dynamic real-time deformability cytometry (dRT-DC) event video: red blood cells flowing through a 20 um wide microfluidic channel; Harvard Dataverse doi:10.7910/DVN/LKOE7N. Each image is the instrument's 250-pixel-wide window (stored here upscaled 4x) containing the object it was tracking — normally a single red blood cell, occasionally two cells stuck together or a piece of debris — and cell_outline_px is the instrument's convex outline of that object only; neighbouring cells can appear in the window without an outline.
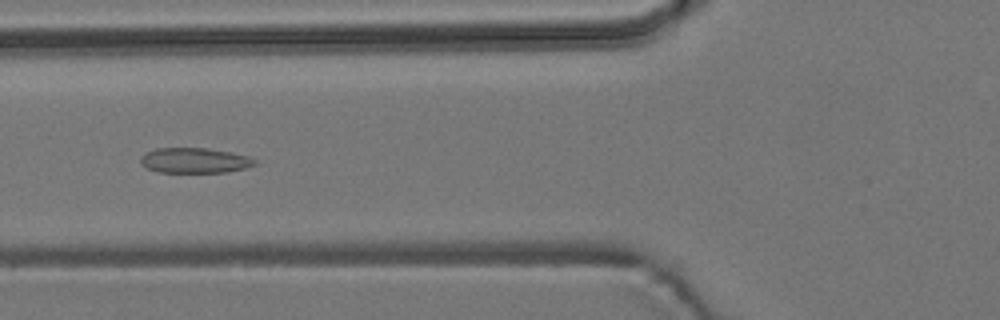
{"species": "common noctule bat (a hibernating species)", "species_latin": "Nyctalus noctula", "temperature_condition": "room temperature", "stored_images_in_passage": 8, "camera_frame_rate_fps": 3000, "um_per_image_px": 0.085, "animal": {"sex": "male", "body_mass_g": 19.2, "forearm_length_mm": 51.8}, "frame": {"image": 1, "passage_image": 5, "time_ms": 6.333, "image_size_px": [1000, 320], "cell_outline_px": [[256, 164], [244, 168], [228, 172], [160, 172], [148, 168], [140, 160], [140, 156], [144, 152], [156, 148], [208, 148], [232, 152], [248, 156], [256, 160]], "centroid_in_image_um": [16.55, 13.62], "position_along_channel_um": 109.3, "area_um2": 16.76}}
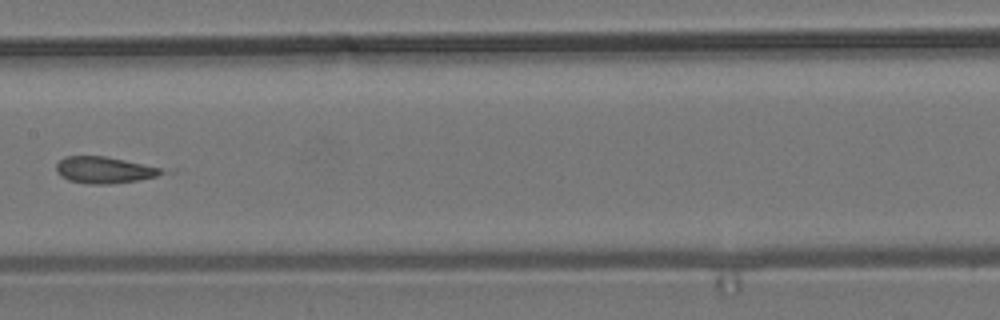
{"frame": {"image": 2, "passage_image": 7, "time_ms": 8.667, "image_size_px": [1000, 320], "cell_outline_px": [[164, 172], [156, 176], [140, 180], [108, 184], [88, 184], [68, 180], [60, 176], [56, 172], [56, 164], [64, 156], [104, 156], [124, 160], [160, 168]], "centroid_in_image_um": [8.78, 14.45], "position_along_channel_um": 198.6, "area_um2": 16.18}}
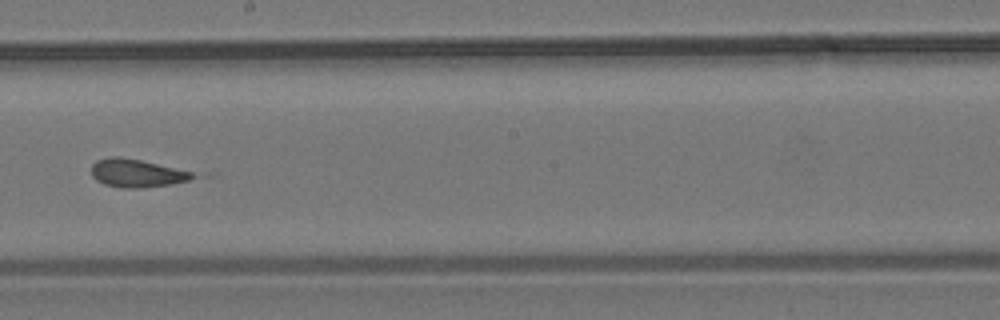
{"frame": {"image": 3, "passage_image": 8, "time_ms": 9.667, "image_size_px": [1000, 320], "cell_outline_px": [[196, 176], [188, 180], [172, 184], [140, 188], [120, 188], [104, 184], [96, 180], [92, 176], [92, 164], [96, 160], [108, 156], [120, 156], [140, 160], [192, 172]], "centroid_in_image_um": [11.56, 14.72], "position_along_channel_um": 236.6, "area_um2": 16.53}}